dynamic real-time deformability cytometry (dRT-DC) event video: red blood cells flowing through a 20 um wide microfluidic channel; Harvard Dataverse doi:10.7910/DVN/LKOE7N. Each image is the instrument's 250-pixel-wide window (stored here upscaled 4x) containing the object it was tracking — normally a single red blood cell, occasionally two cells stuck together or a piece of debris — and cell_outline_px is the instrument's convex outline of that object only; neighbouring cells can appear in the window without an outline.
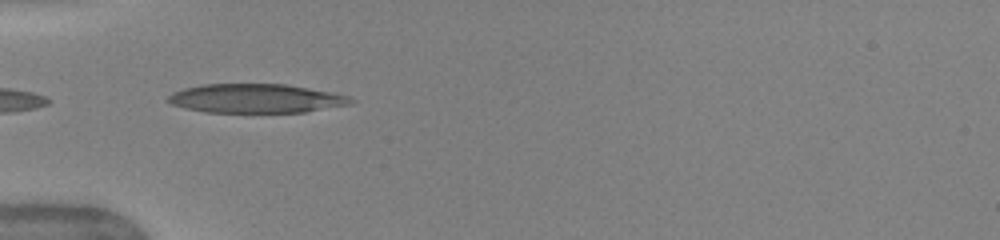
{"species": "human", "species_latin": "Homo sapiens", "temperature_condition": "warm", "stored_images_in_passage": 34, "camera_frame_rate_fps": 3000, "um_per_image_px": 0.085, "donor": {"sex": "female"}, "frame": {"image": 1, "passage_image": 1, "time_ms": 0.0, "image_size_px": [1000, 240], "cell_outline_px": [[356, 100], [352, 104], [304, 112], [204, 112], [184, 108], [172, 104], [164, 100], [172, 92], [184, 88], [200, 84], [288, 84], [332, 92], [348, 96]], "centroid_in_image_um": [21.74, 8.36], "position_along_channel_um": 63.3, "area_um2": 31.1}}
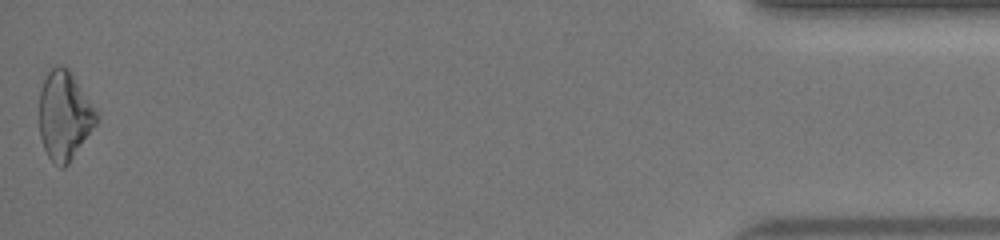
{"frame": {"image": 2, "passage_image": 34, "time_ms": 11.0, "image_size_px": [1000, 240], "cell_outline_px": [[100, 116], [96, 124], [68, 164], [64, 168], [60, 168], [48, 156], [44, 148], [40, 136], [40, 92], [44, 80], [48, 72], [56, 64], [60, 64], [68, 68], [72, 72], [96, 108]], "centroid_in_image_um": [5.5, 9.79], "position_along_channel_um": 429.7, "area_um2": 29.65}, "authors_computed_cell_mechanics": {"area_um2": 29.4491, "velocity_mm_per_s": 4.0996, "shape_relaxation_time_tau1_ms": null, "shape_relaxation_time_tau2_ms": 4.5217, "deformation_change_tau1": null, "deformation_change_tau2": 0.1823}}